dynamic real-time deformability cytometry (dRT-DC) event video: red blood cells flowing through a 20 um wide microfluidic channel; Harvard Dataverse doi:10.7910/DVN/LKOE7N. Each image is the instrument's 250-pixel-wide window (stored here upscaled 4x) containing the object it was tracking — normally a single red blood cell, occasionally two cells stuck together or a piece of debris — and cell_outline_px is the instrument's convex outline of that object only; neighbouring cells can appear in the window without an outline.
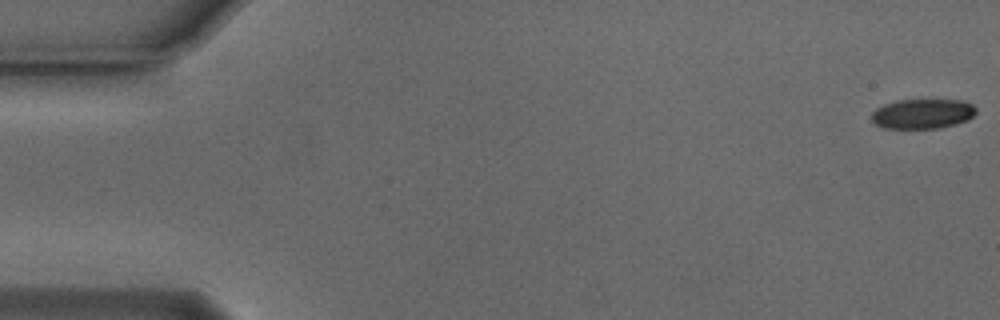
{"species": "Egyptian fruit bat (a non-hibernating species)", "species_latin": "Rousettus aegyptiacus", "temperature_condition": "cold", "stored_images_in_passage": 55, "camera_frame_rate_fps": 3000, "um_per_image_px": 0.085, "animal": {"sex": "male"}, "frame": {"image": 1, "passage_image": 1, "time_ms": 0.0, "image_size_px": [1000, 320], "cell_outline_px": [[976, 112], [968, 120], [956, 124], [940, 128], [884, 128], [876, 124], [872, 120], [872, 112], [876, 108], [884, 104], [896, 100], [960, 100], [972, 104], [976, 108]], "centroid_in_image_um": [78.42, 9.67], "position_along_channel_um": 6.6, "area_um2": 18.15}}
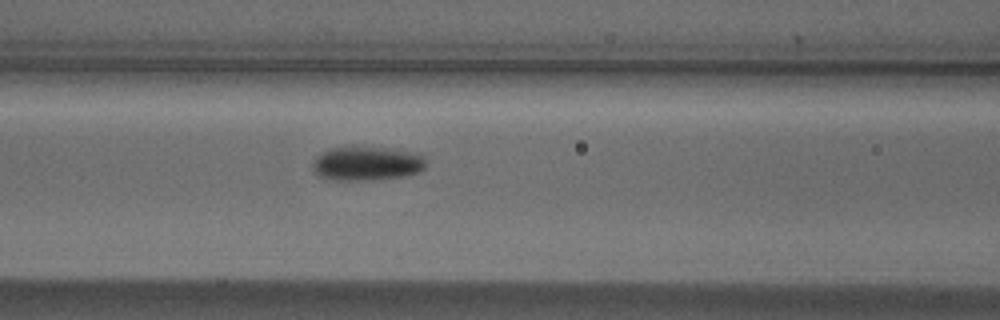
{"frame": {"image": 2, "passage_image": 23, "time_ms": 7.333, "image_size_px": [1000, 320], "cell_outline_px": [[428, 164], [420, 172], [408, 176], [368, 180], [336, 180], [316, 176], [312, 172], [312, 164], [316, 156], [320, 152], [332, 148], [348, 144], [352, 144], [392, 148], [416, 152], [424, 156]], "centroid_in_image_um": [31.18, 13.86], "position_along_channel_um": 135.4, "area_um2": 23.76}}
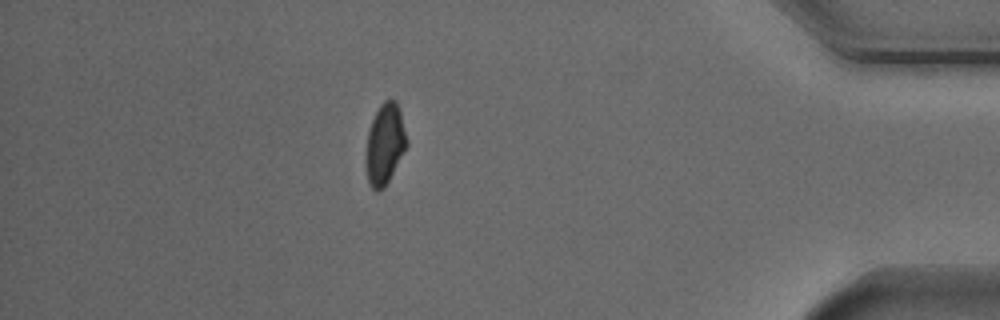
{"frame": {"image": 3, "passage_image": 48, "time_ms": 15.667, "image_size_px": [1000, 320], "cell_outline_px": [[408, 144], [384, 188], [376, 192], [368, 184], [364, 160], [364, 156], [368, 132], [372, 120], [380, 104], [384, 100], [396, 100], [400, 112], [408, 140]], "centroid_in_image_um": [32.68, 12.27], "position_along_channel_um": 402.5, "area_um2": 19.36}, "authors_computed_cell_mechanics": {"area_um2": 20.3456, "velocity_mm_per_s": 3.759, "shape_relaxation_time_tau1_ms": 2.4279, "shape_relaxation_time_tau2_ms": null, "deformation_change_tau1": 0.0965, "deformation_change_tau2": null}}